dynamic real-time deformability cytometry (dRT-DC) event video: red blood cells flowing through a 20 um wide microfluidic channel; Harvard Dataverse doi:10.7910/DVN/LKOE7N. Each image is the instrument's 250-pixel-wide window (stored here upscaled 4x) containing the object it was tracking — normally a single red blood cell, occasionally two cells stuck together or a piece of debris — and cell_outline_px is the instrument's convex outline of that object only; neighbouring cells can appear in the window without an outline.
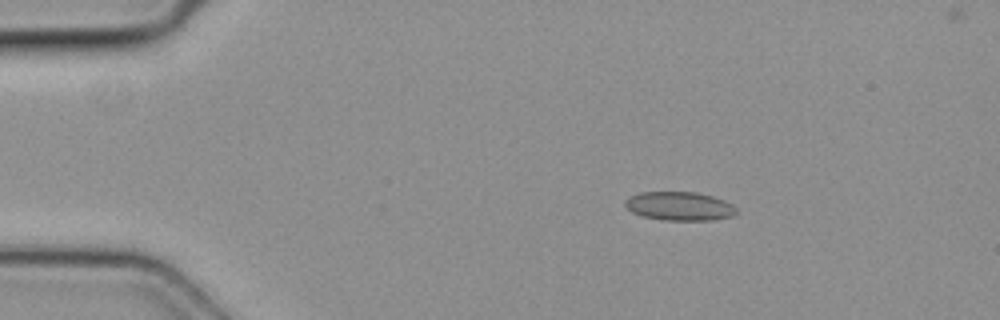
{"species": "common noctule bat (a hibernating species)", "species_latin": "Nyctalus noctula", "temperature_condition": "cold", "stored_images_in_passage": 6, "camera_frame_rate_fps": 3000, "um_per_image_px": 0.085, "animal": {"sex": "female", "body_mass_g": 19.3, "forearm_length_mm": 54.1}, "frame": {"image": 1, "passage_image": 2, "time_ms": 0.333, "image_size_px": [1000, 320], "cell_outline_px": [[736, 212], [732, 216], [712, 220], [660, 220], [644, 216], [632, 212], [624, 204], [624, 200], [640, 192], [696, 192], [712, 196], [724, 200], [732, 204], [736, 208]], "centroid_in_image_um": [57.76, 17.52], "position_along_channel_um": 27.2, "area_um2": 18.55}}
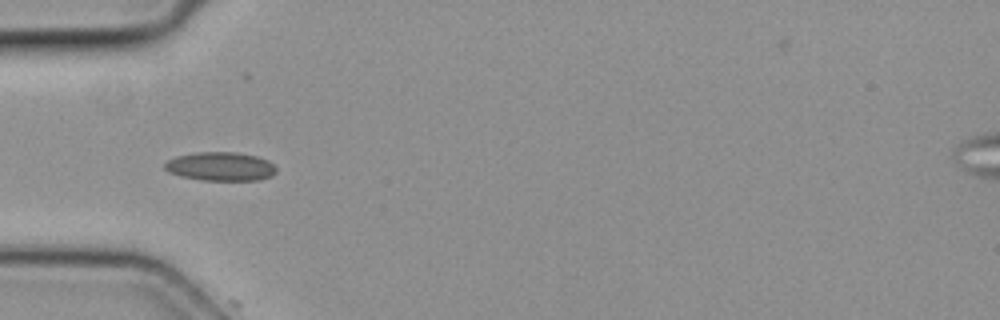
{"frame": {"image": 2, "passage_image": 4, "time_ms": 1.0, "image_size_px": [1000, 320], "cell_outline_px": [[276, 172], [272, 176], [260, 180], [200, 180], [180, 176], [168, 172], [164, 168], [164, 164], [168, 160], [176, 156], [196, 152], [236, 152], [256, 156], [268, 160], [276, 168]], "centroid_in_image_um": [18.74, 14.15], "position_along_channel_um": 66.3, "area_um2": 18.79}}
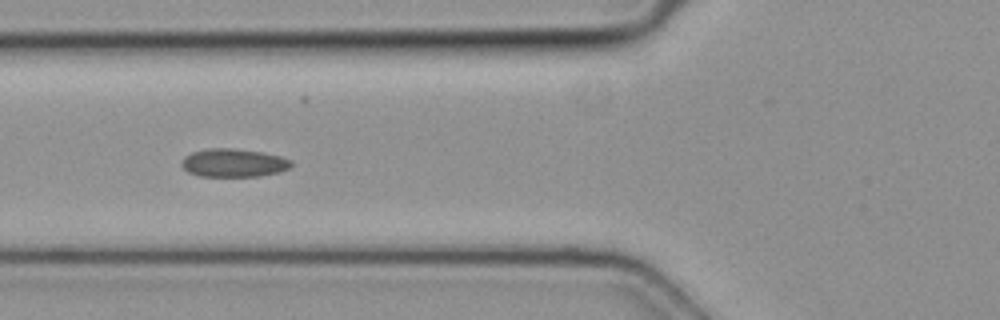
{"frame": {"image": 3, "passage_image": 5, "time_ms": 1.333, "image_size_px": [1000, 320], "cell_outline_px": [[292, 164], [288, 168], [280, 172], [260, 176], [200, 176], [188, 172], [180, 164], [184, 156], [192, 152], [208, 148], [232, 148], [260, 152], [280, 156], [292, 160]], "centroid_in_image_um": [19.84, 13.84], "position_along_channel_um": 106.0, "area_um2": 18.03}}